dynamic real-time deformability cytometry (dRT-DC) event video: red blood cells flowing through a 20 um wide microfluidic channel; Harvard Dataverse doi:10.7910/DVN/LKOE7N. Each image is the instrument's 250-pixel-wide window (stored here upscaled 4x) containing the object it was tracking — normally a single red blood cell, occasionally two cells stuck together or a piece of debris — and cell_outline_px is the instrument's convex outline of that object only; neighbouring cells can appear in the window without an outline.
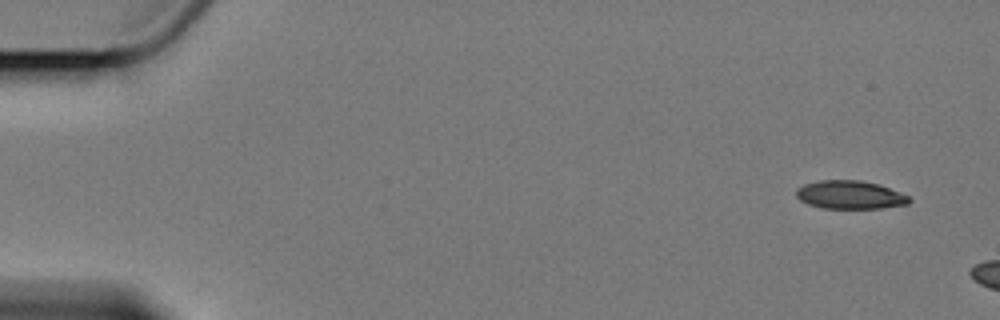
{"species": "Egyptian fruit bat (a non-hibernating species)", "species_latin": "Rousettus aegyptiacus", "temperature_condition": "cold", "stored_images_in_passage": 5, "camera_frame_rate_fps": 3000, "um_per_image_px": 0.085, "animal": {"sex": "female"}, "frame": {"image": 1, "passage_image": 1, "time_ms": 0.0, "image_size_px": [1000, 320], "cell_outline_px": [[912, 200], [908, 204], [880, 208], [824, 208], [808, 204], [800, 200], [796, 196], [796, 188], [804, 184], [816, 180], [860, 180], [880, 184], [908, 196]], "centroid_in_image_um": [72.23, 16.55], "position_along_channel_um": 12.8, "area_um2": 18.67}}